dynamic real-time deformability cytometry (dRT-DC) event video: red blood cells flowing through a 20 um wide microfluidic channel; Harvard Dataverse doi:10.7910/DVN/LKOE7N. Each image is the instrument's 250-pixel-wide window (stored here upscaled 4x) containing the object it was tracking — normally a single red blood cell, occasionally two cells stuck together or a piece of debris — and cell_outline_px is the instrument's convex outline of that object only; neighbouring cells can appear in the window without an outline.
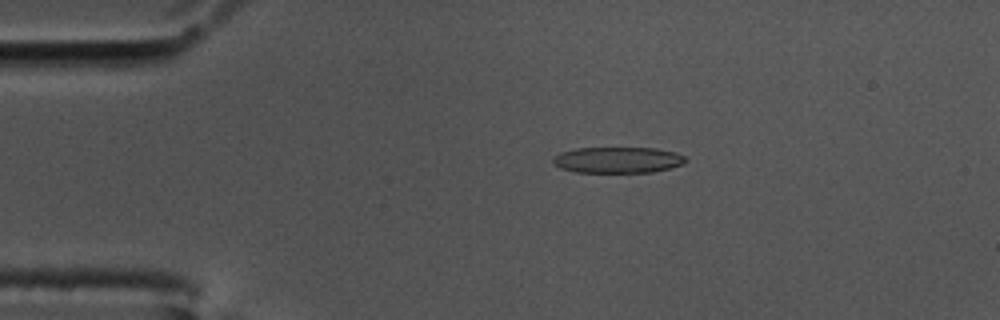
{"species": "common noctule bat (a hibernating species)", "species_latin": "Nyctalus noctula", "temperature_condition": "cold", "stored_images_in_passage": 57, "camera_frame_rate_fps": 3000, "um_per_image_px": 0.085, "animal": {"sex": "male", "body_mass_g": 17.5, "forearm_length_mm": 52.3}, "frame": {"image": 1, "passage_image": 11, "time_ms": 3.333, "image_size_px": [1000, 320], "cell_outline_px": [[684, 164], [652, 172], [576, 172], [560, 168], [552, 164], [552, 160], [560, 152], [576, 148], [656, 148], [676, 152], [684, 156]], "centroid_in_image_um": [52.48, 13.59], "position_along_channel_um": 32.5, "area_um2": 20.06}}
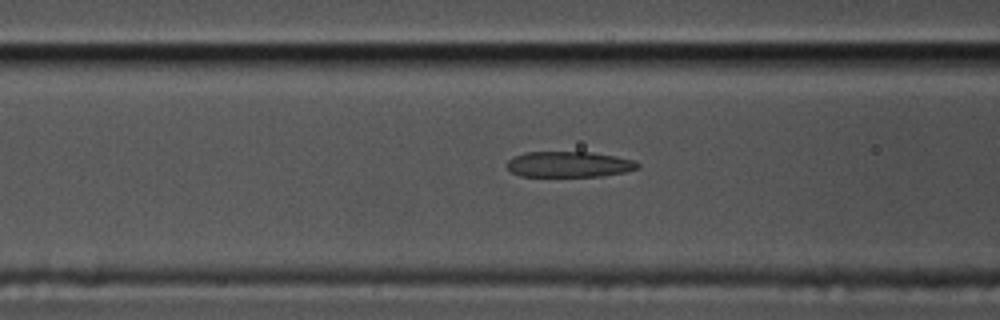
{"frame": {"image": 2, "passage_image": 22, "time_ms": 7.0, "image_size_px": [1000, 320], "cell_outline_px": [[640, 168], [624, 172], [604, 176], [520, 176], [512, 172], [508, 168], [508, 160], [524, 152], [592, 152], [616, 156], [636, 160], [640, 164]], "centroid_in_image_um": [48.43, 13.96], "position_along_channel_um": 118.2, "area_um2": 19.65}}
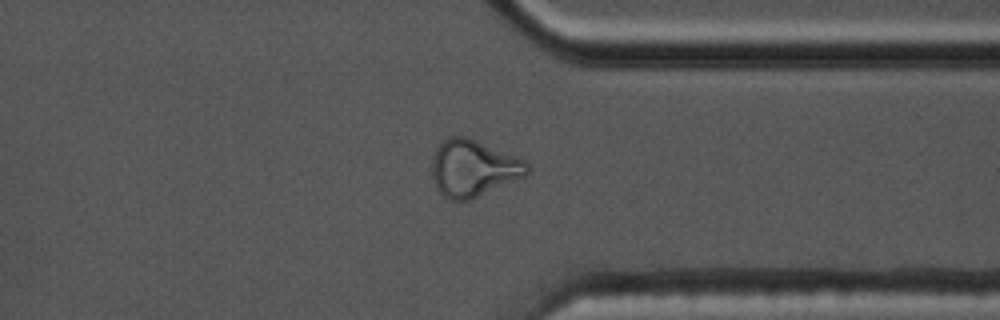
{"frame": {"image": 3, "passage_image": 44, "time_ms": 14.333, "image_size_px": [1000, 320], "cell_outline_px": [[528, 172], [524, 176], [472, 200], [452, 200], [444, 196], [436, 188], [432, 176], [432, 160], [440, 144], [448, 136], [464, 136], [476, 140], [524, 160], [528, 164]], "centroid_in_image_um": [40.21, 14.32], "position_along_channel_um": 371.2, "area_um2": 31.1}, "authors_computed_cell_mechanics": {"area_um2": 20.8658, "velocity_mm_per_s": 3.4755, "shape_relaxation_time_tau1_ms": null, "shape_relaxation_time_tau2_ms": 2.6111, "deformation_change_tau1": null, "deformation_change_tau2": 0.12}}